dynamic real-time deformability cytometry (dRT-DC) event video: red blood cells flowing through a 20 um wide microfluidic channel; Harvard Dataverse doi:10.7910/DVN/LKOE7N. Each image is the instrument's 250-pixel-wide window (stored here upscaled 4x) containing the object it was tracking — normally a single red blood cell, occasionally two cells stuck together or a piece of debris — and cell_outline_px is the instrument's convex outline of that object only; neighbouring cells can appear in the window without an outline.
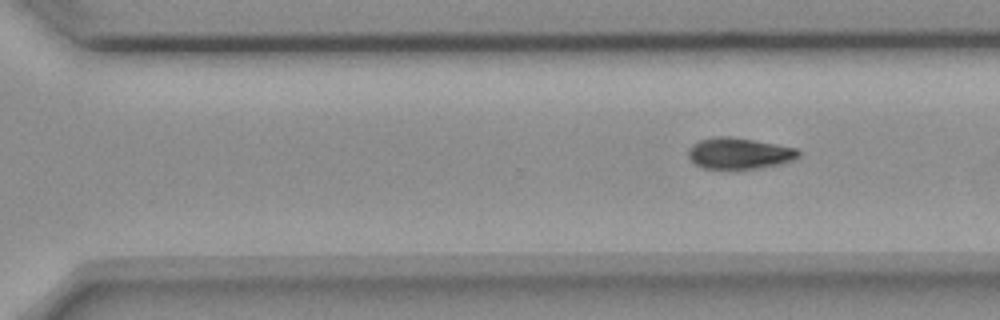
{"species": "common noctule bat (a hibernating species)", "species_latin": "Nyctalus noctula", "temperature_condition": "room temperature", "stored_images_in_passage": 10, "segment_of_instrument_passage": [2, 2], "camera_frame_rate_fps": 3000, "um_per_image_px": 0.085, "animal": {"sex": "female", "body_mass_g": 18.4}, "frame": {"image": 1, "passage_image": 10, "time_ms": 3.0, "image_size_px": [1000, 320], "cell_outline_px": [[800, 156], [792, 160], [780, 164], [760, 168], [704, 168], [696, 164], [688, 156], [688, 148], [692, 144], [700, 140], [720, 136], [728, 136], [776, 144], [796, 148], [800, 152]], "centroid_in_image_um": [62.84, 13.03], "position_along_channel_um": 307.8, "area_um2": 19.77}}